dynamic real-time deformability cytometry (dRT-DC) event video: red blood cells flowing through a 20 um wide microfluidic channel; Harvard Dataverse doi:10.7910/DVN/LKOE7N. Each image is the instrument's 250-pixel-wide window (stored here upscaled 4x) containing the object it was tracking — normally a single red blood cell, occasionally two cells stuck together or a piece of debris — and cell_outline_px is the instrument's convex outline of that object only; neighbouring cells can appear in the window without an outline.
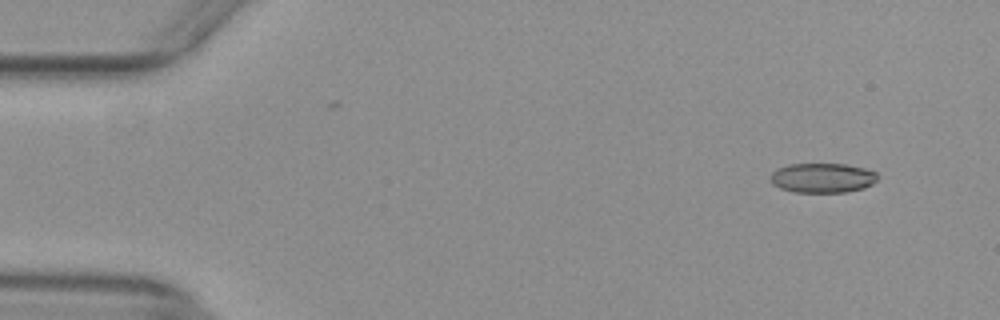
{"species": "common noctule bat (a hibernating species)", "species_latin": "Nyctalus noctula", "temperature_condition": "warm", "stored_images_in_passage": 53, "camera_frame_rate_fps": 3000, "um_per_image_px": 0.085, "animal": {"sex": "female", "body_mass_g": 29.2, "forearm_length_mm": 56.3}, "frame": {"image": 1, "passage_image": 4, "time_ms": 1.0, "image_size_px": [1000, 320], "cell_outline_px": [[880, 176], [872, 184], [864, 188], [844, 192], [796, 192], [780, 188], [772, 184], [772, 172], [776, 168], [788, 164], [844, 164], [864, 168], [876, 172]], "centroid_in_image_um": [69.92, 15.11], "position_along_channel_um": 15.1, "area_um2": 18.5}}
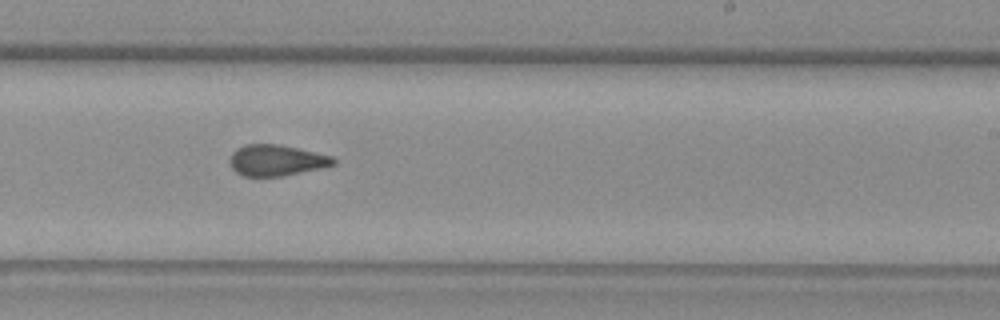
{"frame": {"image": 2, "passage_image": 32, "time_ms": 10.333, "image_size_px": [1000, 320], "cell_outline_px": [[336, 164], [324, 168], [284, 176], [244, 176], [236, 172], [232, 168], [228, 160], [232, 152], [236, 148], [244, 144], [280, 144], [332, 156], [336, 160]], "centroid_in_image_um": [23.49, 13.63], "position_along_channel_um": 265.5, "area_um2": 19.02}}
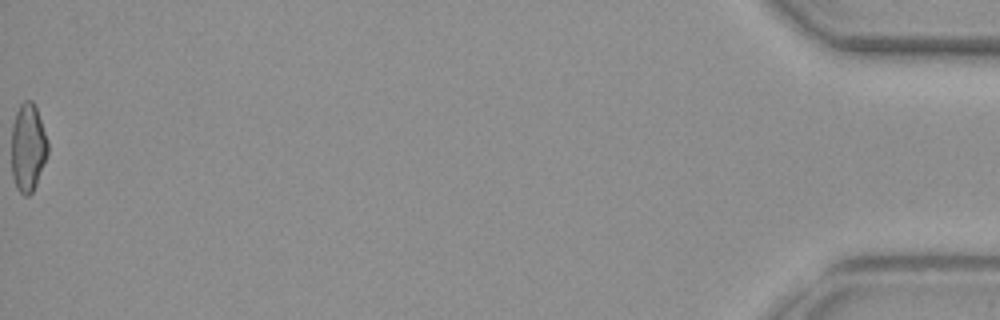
{"frame": {"image": 3, "passage_image": 53, "time_ms": 17.333, "image_size_px": [1000, 320], "cell_outline_px": [[48, 152], [36, 184], [32, 192], [28, 196], [24, 196], [16, 188], [12, 176], [12, 124], [16, 112], [20, 104], [24, 100], [32, 100], [36, 108], [48, 140]], "centroid_in_image_um": [2.37, 12.54], "position_along_channel_um": 432.8, "area_um2": 18.61}, "authors_computed_cell_mechanics": {"area_um2": 19.074, "velocity_mm_per_s": 3.9236, "shape_relaxation_time_tau1_ms": null, "shape_relaxation_time_tau2_ms": 1.6902, "deformation_change_tau1": null, "deformation_change_tau2": 0.0773}}